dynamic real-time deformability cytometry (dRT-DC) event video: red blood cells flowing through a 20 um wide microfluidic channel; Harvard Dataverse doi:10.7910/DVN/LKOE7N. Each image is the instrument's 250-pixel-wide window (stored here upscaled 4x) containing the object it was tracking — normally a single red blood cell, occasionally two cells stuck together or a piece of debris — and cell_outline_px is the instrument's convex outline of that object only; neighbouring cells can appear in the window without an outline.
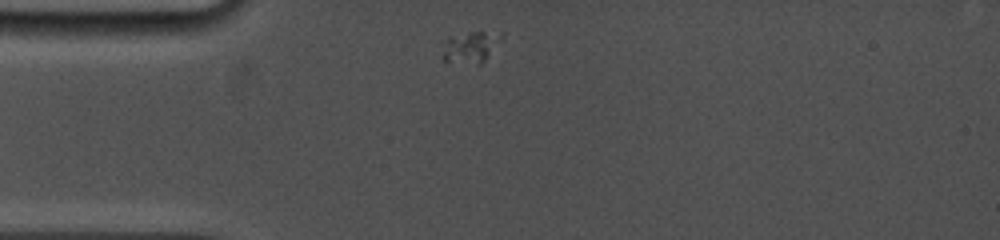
{"species": "common noctule bat (a hibernating species)", "species_latin": "Nyctalus noctula", "temperature_condition": "cold", "stored_images_in_passage": 4, "camera_frame_rate_fps": 5000, "um_per_image_px": 0.085, "animal": {"sex": "female", "body_mass_g": 19.0, "forearm_length_mm": 53.3}, "frame": {"image": 1, "passage_image": 1, "time_ms": 0.0, "image_size_px": [1000, 240], "cell_outline_px": [[504, 36], [488, 56], [480, 64], [444, 60], [440, 56], [448, 36], [468, 32], [504, 32]], "centroid_in_image_um": [40.01, 3.96], "position_along_channel_um": 45.0, "area_um2": 10.69}}
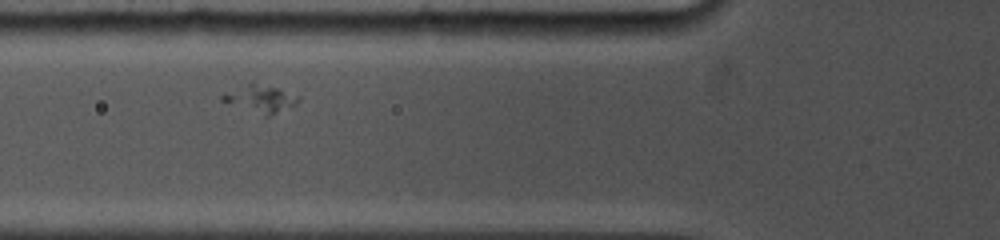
{"frame": {"image": 2, "passage_image": 3, "time_ms": 2.0, "image_size_px": [1000, 240], "cell_outline_px": [[300, 100], [296, 104], [268, 116], [264, 116], [228, 104], [220, 100], [220, 96], [252, 80], [300, 96]], "centroid_in_image_um": [22.1, 8.37], "position_along_channel_um": 103.7, "area_um2": 12.2}}
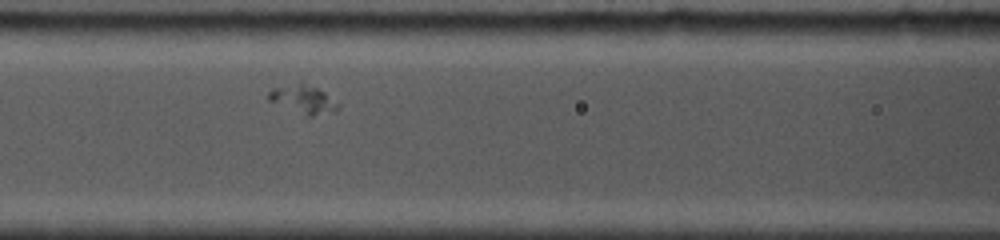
{"frame": {"image": 3, "passage_image": 4, "time_ms": 3.0, "image_size_px": [1000, 240], "cell_outline_px": [[340, 108], [336, 112], [312, 116], [304, 116], [268, 100], [268, 92], [276, 88], [300, 80], [324, 92], [340, 104]], "centroid_in_image_um": [25.81, 8.45], "position_along_channel_um": 140.8, "area_um2": 11.73}}